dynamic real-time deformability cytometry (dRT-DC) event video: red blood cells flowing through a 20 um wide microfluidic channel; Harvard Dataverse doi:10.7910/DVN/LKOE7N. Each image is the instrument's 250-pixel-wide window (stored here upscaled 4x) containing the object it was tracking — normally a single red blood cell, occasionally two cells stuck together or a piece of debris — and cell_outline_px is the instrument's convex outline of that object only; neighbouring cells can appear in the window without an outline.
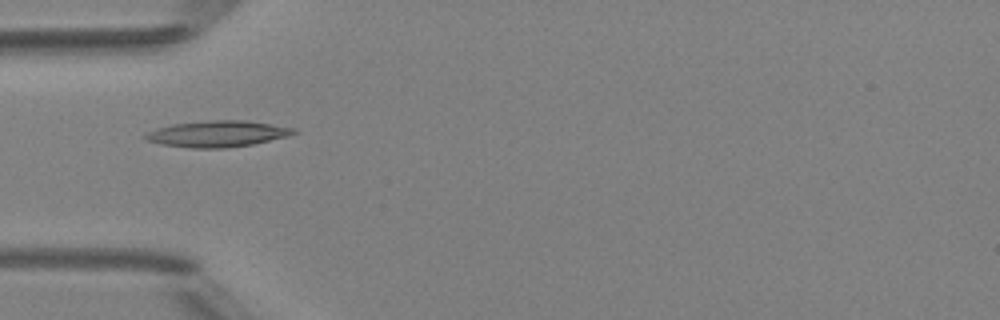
{"species": "Egyptian fruit bat (a non-hibernating species)", "species_latin": "Rousettus aegyptiacus", "temperature_condition": "room temperature", "stored_images_in_passage": 6, "camera_frame_rate_fps": 3000, "um_per_image_px": 0.085, "animal": {"sex": "female"}, "frame": {"image": 1, "passage_image": 5, "time_ms": 4.667, "image_size_px": [1000, 320], "cell_outline_px": [[300, 132], [288, 136], [252, 144], [224, 148], [192, 148], [160, 144], [144, 140], [144, 136], [148, 132], [156, 128], [172, 124], [208, 120], [244, 120], [296, 128]], "centroid_in_image_um": [18.48, 11.37], "position_along_channel_um": 66.5, "area_um2": 22.72}}
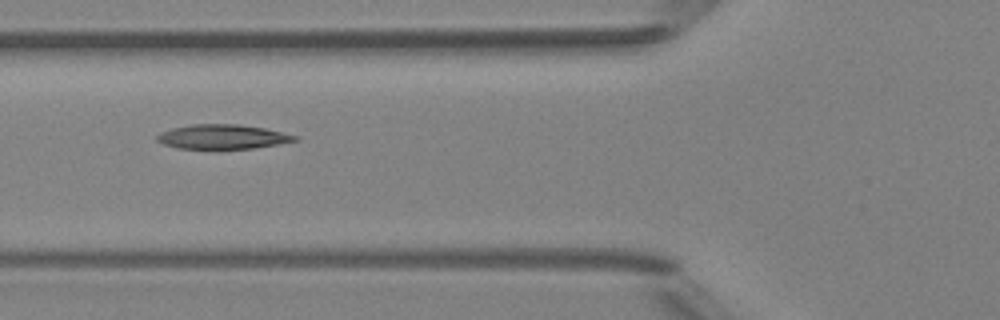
{"frame": {"image": 2, "passage_image": 6, "time_ms": 5.667, "image_size_px": [1000, 320], "cell_outline_px": [[300, 140], [280, 144], [252, 148], [176, 148], [164, 144], [156, 140], [156, 136], [160, 132], [172, 128], [192, 124], [240, 124], [264, 128], [300, 136]], "centroid_in_image_um": [18.95, 11.61], "position_along_channel_um": 106.8, "area_um2": 19.65}}